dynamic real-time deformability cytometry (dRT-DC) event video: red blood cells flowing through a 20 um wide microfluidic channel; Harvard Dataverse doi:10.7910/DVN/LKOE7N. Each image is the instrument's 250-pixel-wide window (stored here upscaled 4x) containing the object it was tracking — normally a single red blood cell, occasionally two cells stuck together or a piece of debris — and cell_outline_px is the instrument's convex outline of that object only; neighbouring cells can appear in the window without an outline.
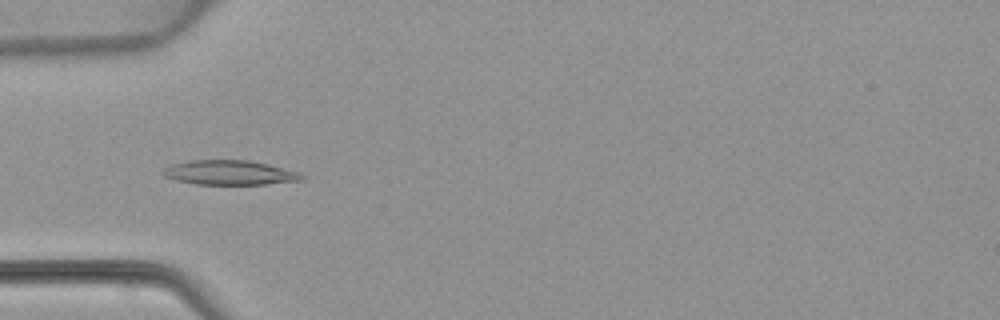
{"species": "common noctule bat (a hibernating species)", "species_latin": "Nyctalus noctula", "temperature_condition": "warm", "stored_images_in_passage": 5, "camera_frame_rate_fps": 3000, "um_per_image_px": 0.085, "animal": {"sex": "female", "body_mass_g": 22.7, "forearm_length_mm": 54.2}, "frame": {"image": 1, "passage_image": 4, "time_ms": 3.667, "image_size_px": [1000, 320], "cell_outline_px": [[304, 180], [268, 184], [196, 184], [176, 180], [164, 176], [160, 172], [164, 168], [172, 164], [188, 160], [248, 160], [268, 164], [300, 172], [304, 176]], "centroid_in_image_um": [19.52, 14.67], "position_along_channel_um": 65.5, "area_um2": 19.94}}
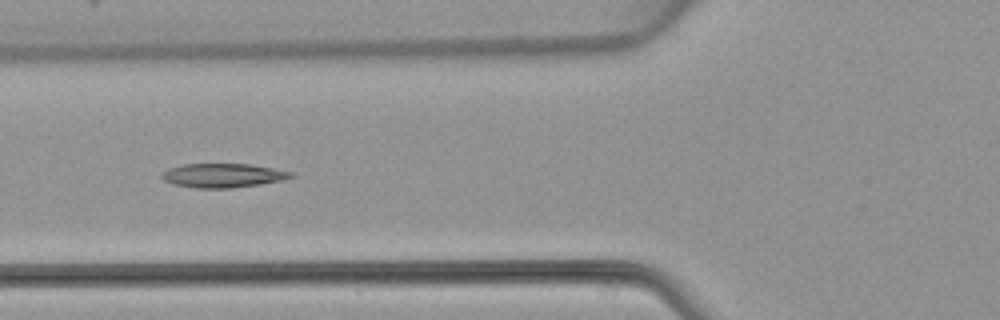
{"frame": {"image": 2, "passage_image": 5, "time_ms": 4.667, "image_size_px": [1000, 320], "cell_outline_px": [[296, 176], [280, 180], [260, 184], [232, 188], [196, 188], [172, 184], [164, 180], [160, 176], [168, 168], [184, 164], [248, 164], [272, 168], [292, 172]], "centroid_in_image_um": [18.92, 14.92], "position_along_channel_um": 106.9, "area_um2": 17.98}}